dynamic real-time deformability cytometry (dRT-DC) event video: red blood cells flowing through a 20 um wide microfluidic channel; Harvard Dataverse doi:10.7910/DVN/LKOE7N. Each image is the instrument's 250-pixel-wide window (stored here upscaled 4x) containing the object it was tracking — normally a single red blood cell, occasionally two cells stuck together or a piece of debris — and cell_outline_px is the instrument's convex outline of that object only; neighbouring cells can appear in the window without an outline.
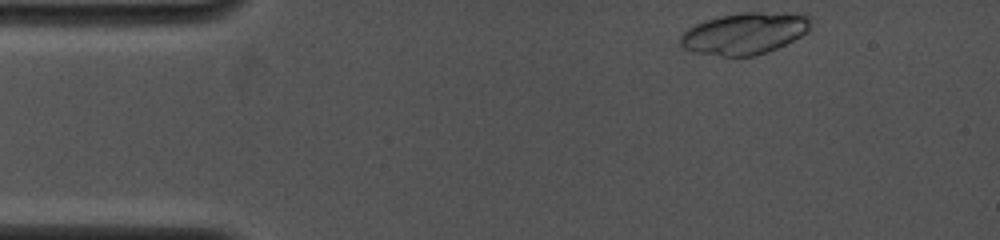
{"species": "common noctule bat (a hibernating species)", "species_latin": "Nyctalus noctula", "temperature_condition": "cold", "stored_images_in_passage": 3, "camera_frame_rate_fps": 4000, "um_per_image_px": 0.085, "animal": {"sex": "female", "body_mass_g": 19.0, "forearm_length_mm": 53.3}, "frame": {"image": 1, "passage_image": 1, "time_ms": 0.0, "image_size_px": [1000, 240], "cell_outline_px": [[812, 16], [808, 32], [776, 48], [752, 56], [720, 56], [692, 52], [684, 48], [680, 44], [680, 36], [688, 28], [704, 20], [720, 16], [740, 12], [804, 12]], "centroid_in_image_um": [63.32, 2.81], "position_along_channel_um": 21.7, "area_um2": 31.96}}